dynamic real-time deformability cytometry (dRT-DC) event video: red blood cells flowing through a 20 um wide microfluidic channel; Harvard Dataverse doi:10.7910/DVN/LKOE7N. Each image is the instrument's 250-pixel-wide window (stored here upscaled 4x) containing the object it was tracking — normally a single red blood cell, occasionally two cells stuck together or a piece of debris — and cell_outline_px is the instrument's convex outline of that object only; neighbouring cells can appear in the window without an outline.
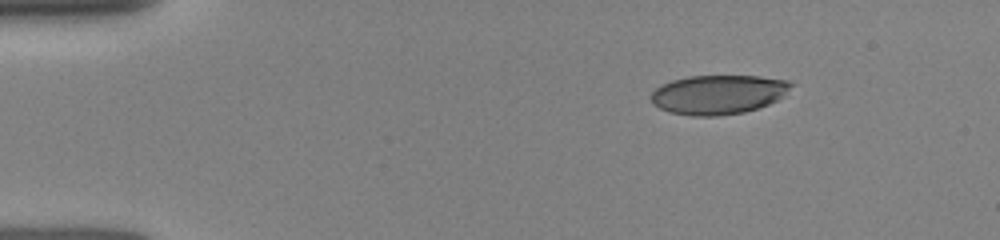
{"species": "human", "species_latin": "Homo sapiens", "temperature_condition": "room temperature", "stored_images_in_passage": 44, "camera_frame_rate_fps": 3000, "um_per_image_px": 0.085, "donor": {"sex": "female"}, "frame": {"image": 1, "passage_image": 1, "time_ms": 0.0, "image_size_px": [1000, 240], "cell_outline_px": [[796, 84], [784, 96], [768, 104], [744, 112], [716, 116], [692, 116], [668, 112], [652, 104], [652, 92], [656, 88], [672, 80], [688, 76], [760, 76], [788, 80]], "centroid_in_image_um": [61.09, 8.03], "position_along_channel_um": 23.9, "area_um2": 32.14}}
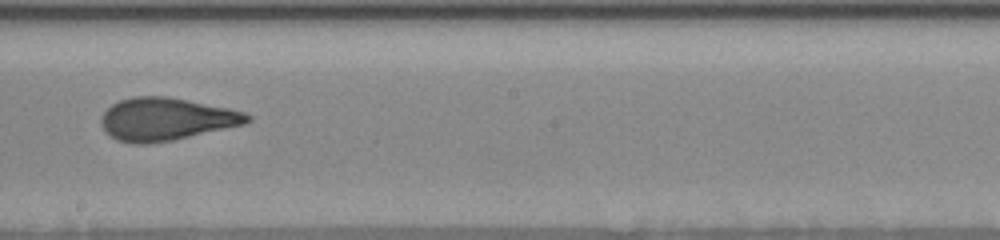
{"frame": {"image": 2, "passage_image": 24, "time_ms": 7.0, "image_size_px": [1000, 240], "cell_outline_px": [[252, 120], [244, 124], [172, 140], [148, 144], [136, 144], [116, 140], [104, 128], [100, 120], [100, 116], [112, 104], [120, 100], [132, 96], [168, 96], [228, 108], [244, 112], [252, 116]], "centroid_in_image_um": [14.11, 10.12], "position_along_channel_um": 234.1, "area_um2": 36.13}}
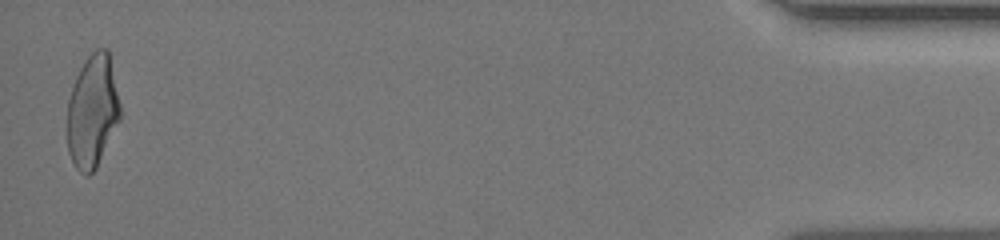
{"frame": {"image": 3, "passage_image": 43, "time_ms": 13.667, "image_size_px": [1000, 240], "cell_outline_px": [[120, 120], [96, 168], [88, 176], [84, 176], [76, 168], [68, 152], [68, 100], [76, 76], [80, 68], [88, 56], [96, 48], [108, 48], [120, 104]], "centroid_in_image_um": [7.87, 9.46], "position_along_channel_um": 427.3, "area_um2": 34.68}}